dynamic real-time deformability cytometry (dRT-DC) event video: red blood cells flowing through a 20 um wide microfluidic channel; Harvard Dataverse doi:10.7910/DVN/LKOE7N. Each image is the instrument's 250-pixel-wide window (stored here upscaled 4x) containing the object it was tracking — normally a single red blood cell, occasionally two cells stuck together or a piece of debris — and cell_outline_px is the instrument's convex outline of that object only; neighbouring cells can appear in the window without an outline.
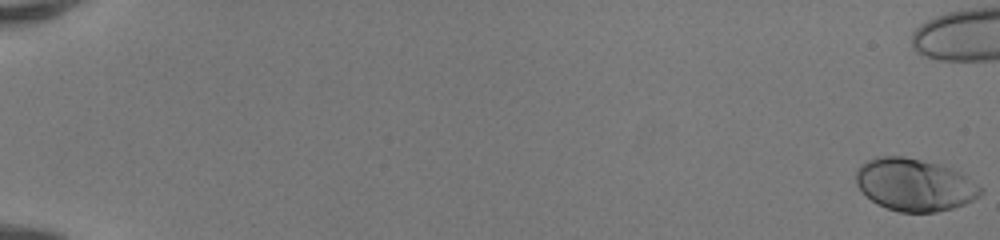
{"species": "human", "species_latin": "Homo sapiens", "temperature_condition": "room temperature", "stored_images_in_passage": 44, "camera_frame_rate_fps": 3000, "um_per_image_px": 0.085, "donor": {"sex": "female"}, "frame": {"image": 1, "passage_image": 1, "time_ms": 0.0, "image_size_px": [1000, 240], "cell_outline_px": [[984, 192], [980, 196], [964, 204], [952, 208], [936, 212], [900, 212], [876, 204], [860, 192], [856, 184], [856, 168], [860, 164], [876, 156], [904, 156], [936, 164], [960, 172], [984, 188]], "centroid_in_image_um": [77.7, 15.71], "position_along_channel_um": 7.3, "area_um2": 38.21}}
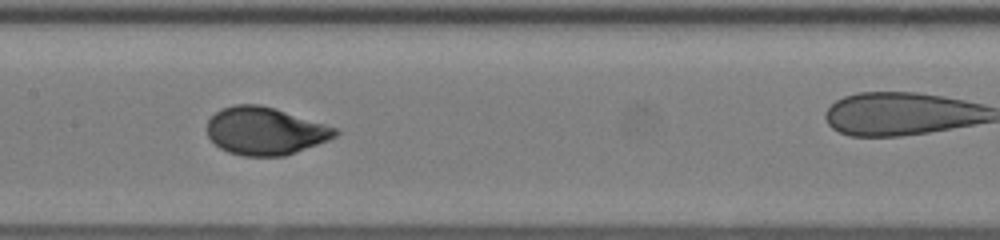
{"frame": {"image": 2, "passage_image": 29, "time_ms": 9.333, "image_size_px": [1000, 240], "cell_outline_px": [[340, 132], [336, 136], [328, 140], [284, 156], [244, 156], [228, 152], [220, 148], [208, 136], [208, 120], [220, 108], [232, 104], [260, 104], [276, 108], [336, 128]], "centroid_in_image_um": [22.51, 11.12], "position_along_channel_um": 184.9, "area_um2": 35.49}}
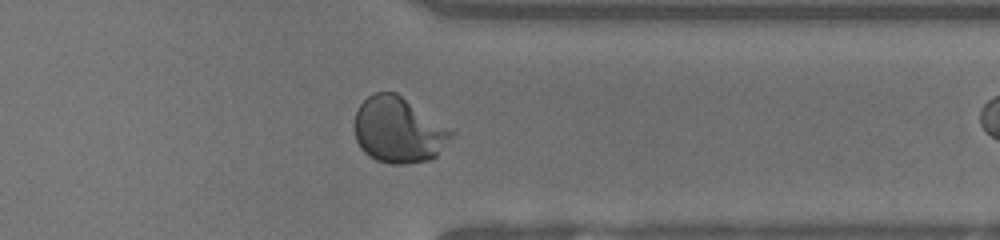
{"frame": {"image": 3, "passage_image": 43, "time_ms": 14.0, "image_size_px": [1000, 240], "cell_outline_px": [[456, 132], [436, 156], [432, 160], [404, 164], [388, 164], [376, 160], [368, 156], [360, 148], [356, 140], [356, 112], [360, 104], [368, 96], [376, 92], [396, 92]], "centroid_in_image_um": [33.88, 11.07], "position_along_channel_um": 377.5, "area_um2": 37.05}}